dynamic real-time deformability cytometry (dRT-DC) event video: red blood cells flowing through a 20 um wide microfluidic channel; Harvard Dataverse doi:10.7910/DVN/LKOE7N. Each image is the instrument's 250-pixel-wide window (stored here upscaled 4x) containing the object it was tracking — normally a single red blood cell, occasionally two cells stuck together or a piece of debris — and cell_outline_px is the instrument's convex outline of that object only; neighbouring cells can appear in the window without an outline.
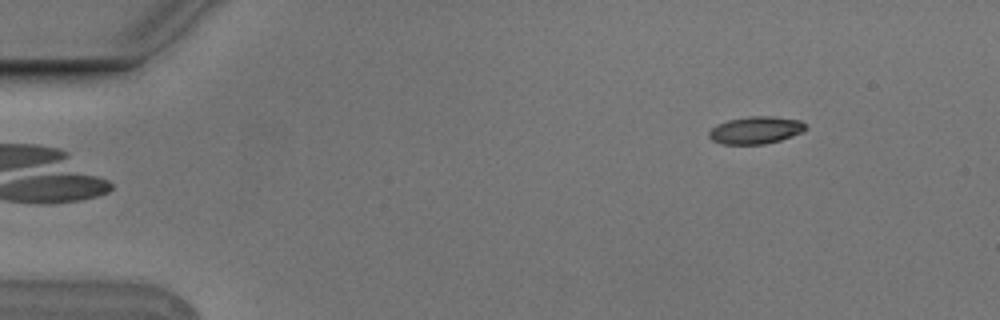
{"species": "Egyptian fruit bat (a non-hibernating species)", "species_latin": "Rousettus aegyptiacus", "temperature_condition": "cold", "stored_images_in_passage": 5, "camera_frame_rate_fps": 3000, "um_per_image_px": 0.085, "animal": {"sex": "male"}, "frame": {"image": 1, "passage_image": 5, "time_ms": 1.333, "image_size_px": [1000, 320], "cell_outline_px": [[808, 128], [800, 132], [780, 140], [764, 144], [720, 144], [712, 140], [708, 136], [708, 132], [716, 124], [728, 120], [752, 116], [772, 116], [800, 120]], "centroid_in_image_um": [64.19, 11.06], "position_along_channel_um": 20.8, "area_um2": 15.32}}